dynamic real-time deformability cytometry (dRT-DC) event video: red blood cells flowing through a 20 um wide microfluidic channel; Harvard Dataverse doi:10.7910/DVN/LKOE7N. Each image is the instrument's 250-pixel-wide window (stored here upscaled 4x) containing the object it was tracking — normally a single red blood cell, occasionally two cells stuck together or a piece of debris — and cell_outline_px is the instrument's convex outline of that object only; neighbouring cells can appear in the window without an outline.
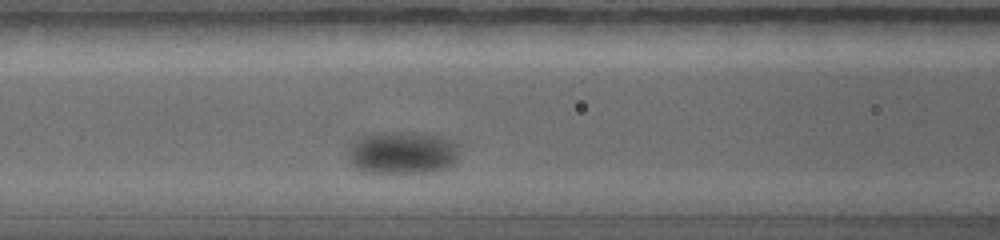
{"species": "common noctule bat (a hibernating species)", "species_latin": "Nyctalus noctula", "temperature_condition": "warm", "stored_images_in_passage": 16, "camera_frame_rate_fps": 5000, "um_per_image_px": 0.085, "animal": {"sex": "female", "body_mass_g": 19.0, "forearm_length_mm": 56.7}, "frame": {"image": 1, "passage_image": 10, "time_ms": 3.8, "image_size_px": [1000, 240], "cell_outline_px": [[460, 144], [456, 160], [452, 164], [444, 168], [428, 172], [364, 172], [356, 168], [352, 164], [348, 156], [348, 148], [352, 140], [356, 136], [368, 132], [408, 132], [440, 136]], "centroid_in_image_um": [34.13, 12.94], "position_along_channel_um": 132.5, "area_um2": 27.98}}
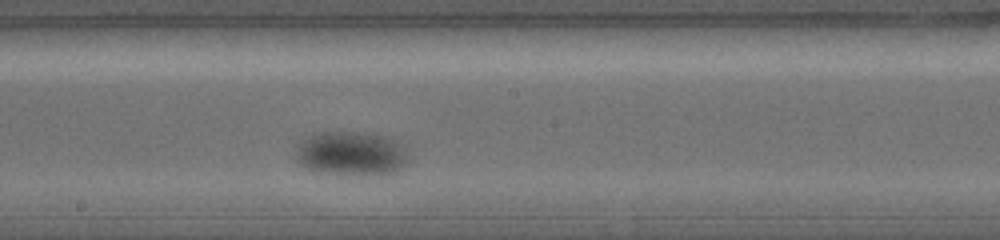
{"frame": {"image": 2, "passage_image": 14, "time_ms": 5.6, "image_size_px": [1000, 240], "cell_outline_px": [[408, 164], [392, 172], [336, 172], [308, 168], [296, 160], [296, 148], [308, 136], [316, 132], [356, 132], [380, 136], [396, 140], [404, 148], [408, 156]], "centroid_in_image_um": [29.85, 12.99], "position_along_channel_um": 218.3, "area_um2": 27.51}}
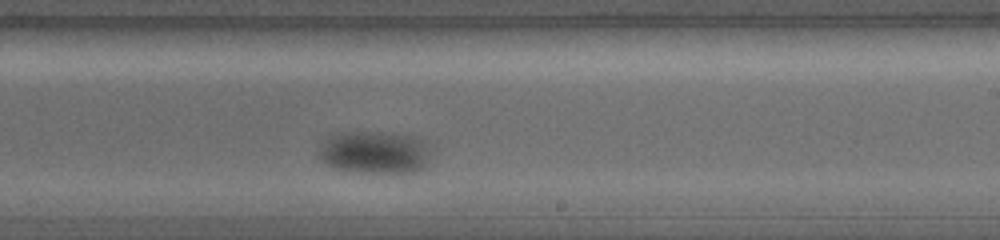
{"frame": {"image": 3, "passage_image": 16, "time_ms": 6.4, "image_size_px": [1000, 240], "cell_outline_px": [[428, 160], [420, 168], [412, 172], [368, 172], [340, 168], [328, 164], [320, 160], [320, 144], [328, 136], [336, 132], [380, 132], [416, 136], [428, 140]], "centroid_in_image_um": [31.85, 12.9], "position_along_channel_um": 257.2, "area_um2": 27.51}}